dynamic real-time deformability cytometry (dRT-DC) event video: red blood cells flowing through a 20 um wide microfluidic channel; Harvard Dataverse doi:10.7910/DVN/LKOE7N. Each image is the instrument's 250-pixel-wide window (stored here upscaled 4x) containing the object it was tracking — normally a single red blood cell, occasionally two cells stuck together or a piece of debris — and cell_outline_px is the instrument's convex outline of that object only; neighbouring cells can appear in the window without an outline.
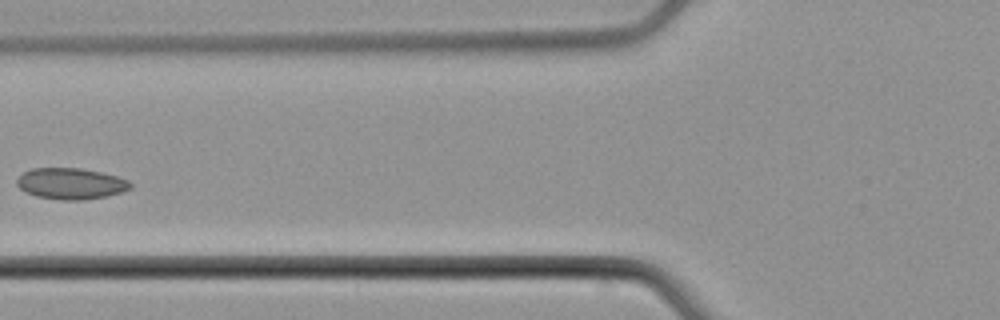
{"species": "common noctule bat (a hibernating species)", "species_latin": "Nyctalus noctula", "temperature_condition": "cold", "stored_images_in_passage": 6, "camera_frame_rate_fps": 3000, "um_per_image_px": 0.085, "animal": {"sex": "male", "body_mass_g": 21.5, "forearm_length_mm": 52.0}, "frame": {"image": 1, "passage_image": 6, "time_ms": 6.0, "image_size_px": [1000, 320], "cell_outline_px": [[132, 188], [120, 192], [104, 196], [80, 200], [64, 200], [36, 196], [24, 192], [16, 184], [16, 180], [24, 172], [32, 168], [80, 168], [100, 172], [116, 176], [128, 180], [132, 184]], "centroid_in_image_um": [5.99, 15.6], "position_along_channel_um": 119.8, "area_um2": 20.46}}